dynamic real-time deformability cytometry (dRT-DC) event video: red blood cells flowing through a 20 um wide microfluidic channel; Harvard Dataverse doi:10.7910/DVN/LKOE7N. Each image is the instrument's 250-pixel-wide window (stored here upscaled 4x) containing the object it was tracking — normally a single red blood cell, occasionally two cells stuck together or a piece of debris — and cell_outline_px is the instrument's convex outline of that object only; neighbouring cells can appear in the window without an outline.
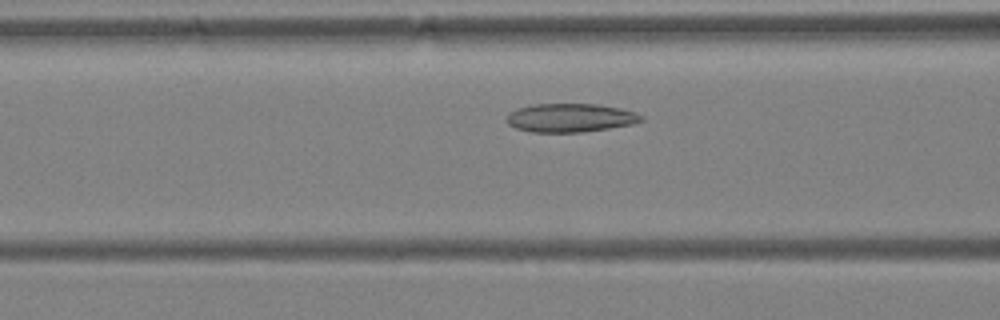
{"species": "Egyptian fruit bat (a non-hibernating species)", "species_latin": "Rousettus aegyptiacus", "temperature_condition": "warm", "stored_images_in_passage": 34, "camera_frame_rate_fps": 3000, "um_per_image_px": 0.085, "animal": {"sex": "female"}, "frame": {"image": 1, "passage_image": 5, "time_ms": 1.333, "image_size_px": [1000, 320], "cell_outline_px": [[644, 120], [632, 124], [608, 128], [580, 132], [532, 132], [516, 128], [508, 124], [508, 112], [516, 108], [532, 104], [596, 104], [620, 108], [636, 112], [644, 116]], "centroid_in_image_um": [48.48, 10.0], "position_along_channel_um": 118.1, "area_um2": 22.43}}
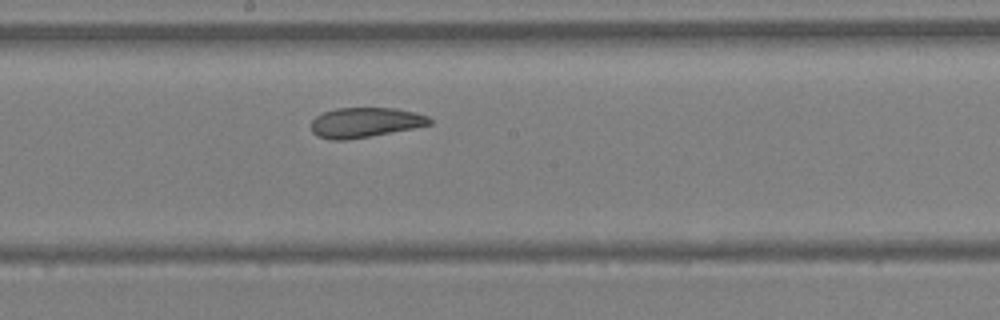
{"frame": {"image": 2, "passage_image": 12, "time_ms": 3.667, "image_size_px": [1000, 320], "cell_outline_px": [[432, 124], [412, 128], [348, 140], [332, 140], [316, 136], [312, 132], [312, 120], [316, 116], [324, 112], [336, 108], [396, 108], [416, 112], [428, 116], [432, 120]], "centroid_in_image_um": [31.03, 10.41], "position_along_channel_um": 217.2, "area_um2": 20.63}}
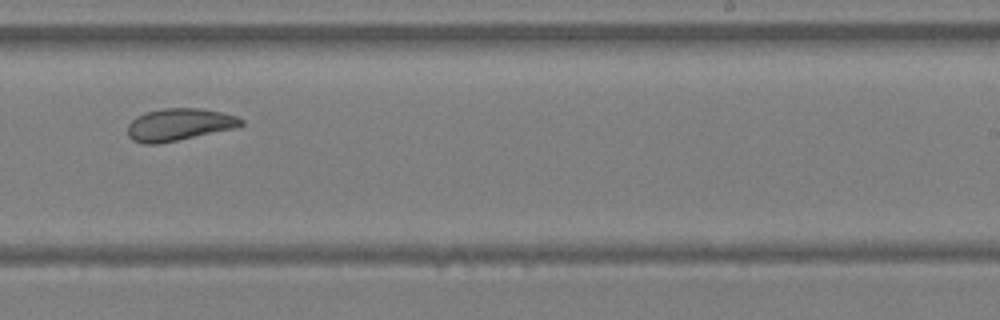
{"frame": {"image": 3, "passage_image": 16, "time_ms": 5.0, "image_size_px": [1000, 320], "cell_outline_px": [[244, 124], [236, 128], [156, 144], [144, 144], [132, 140], [128, 136], [128, 124], [136, 116], [148, 112], [164, 108], [200, 108], [220, 112], [236, 116], [244, 120]], "centroid_in_image_um": [15.22, 10.59], "position_along_channel_um": 273.8, "area_um2": 21.15}}